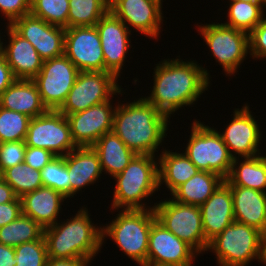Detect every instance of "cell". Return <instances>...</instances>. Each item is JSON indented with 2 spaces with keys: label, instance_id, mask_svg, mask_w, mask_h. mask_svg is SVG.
I'll use <instances>...</instances> for the list:
<instances>
[{
  "label": "cell",
  "instance_id": "1",
  "mask_svg": "<svg viewBox=\"0 0 266 266\" xmlns=\"http://www.w3.org/2000/svg\"><path fill=\"white\" fill-rule=\"evenodd\" d=\"M154 71L153 90L145 99L168 117L195 102L209 86V73L193 61L163 60Z\"/></svg>",
  "mask_w": 266,
  "mask_h": 266
},
{
  "label": "cell",
  "instance_id": "2",
  "mask_svg": "<svg viewBox=\"0 0 266 266\" xmlns=\"http://www.w3.org/2000/svg\"><path fill=\"white\" fill-rule=\"evenodd\" d=\"M168 116L145 97L115 107L112 131L138 155H154L168 129Z\"/></svg>",
  "mask_w": 266,
  "mask_h": 266
},
{
  "label": "cell",
  "instance_id": "3",
  "mask_svg": "<svg viewBox=\"0 0 266 266\" xmlns=\"http://www.w3.org/2000/svg\"><path fill=\"white\" fill-rule=\"evenodd\" d=\"M86 208L65 223L44 229L48 258H76L90 261L103 244L102 228L91 224Z\"/></svg>",
  "mask_w": 266,
  "mask_h": 266
},
{
  "label": "cell",
  "instance_id": "4",
  "mask_svg": "<svg viewBox=\"0 0 266 266\" xmlns=\"http://www.w3.org/2000/svg\"><path fill=\"white\" fill-rule=\"evenodd\" d=\"M154 157L137 154L121 173L114 176L117 184L112 209H147L141 200L160 188L158 163Z\"/></svg>",
  "mask_w": 266,
  "mask_h": 266
},
{
  "label": "cell",
  "instance_id": "5",
  "mask_svg": "<svg viewBox=\"0 0 266 266\" xmlns=\"http://www.w3.org/2000/svg\"><path fill=\"white\" fill-rule=\"evenodd\" d=\"M121 211L111 224L102 228V240L111 237L129 258L142 266L147 262L150 229L157 220L154 207Z\"/></svg>",
  "mask_w": 266,
  "mask_h": 266
},
{
  "label": "cell",
  "instance_id": "6",
  "mask_svg": "<svg viewBox=\"0 0 266 266\" xmlns=\"http://www.w3.org/2000/svg\"><path fill=\"white\" fill-rule=\"evenodd\" d=\"M187 144L185 154L200 171L227 178L234 158L217 130L195 121Z\"/></svg>",
  "mask_w": 266,
  "mask_h": 266
},
{
  "label": "cell",
  "instance_id": "7",
  "mask_svg": "<svg viewBox=\"0 0 266 266\" xmlns=\"http://www.w3.org/2000/svg\"><path fill=\"white\" fill-rule=\"evenodd\" d=\"M262 232L258 229L232 222L209 242L220 266H245L251 260L260 258Z\"/></svg>",
  "mask_w": 266,
  "mask_h": 266
},
{
  "label": "cell",
  "instance_id": "8",
  "mask_svg": "<svg viewBox=\"0 0 266 266\" xmlns=\"http://www.w3.org/2000/svg\"><path fill=\"white\" fill-rule=\"evenodd\" d=\"M156 219L167 230L190 245L198 254L207 251L199 206L184 204L173 199L154 204Z\"/></svg>",
  "mask_w": 266,
  "mask_h": 266
},
{
  "label": "cell",
  "instance_id": "9",
  "mask_svg": "<svg viewBox=\"0 0 266 266\" xmlns=\"http://www.w3.org/2000/svg\"><path fill=\"white\" fill-rule=\"evenodd\" d=\"M116 80L117 77L110 72L79 71L74 85L58 111L66 116L108 101L112 94H121Z\"/></svg>",
  "mask_w": 266,
  "mask_h": 266
},
{
  "label": "cell",
  "instance_id": "10",
  "mask_svg": "<svg viewBox=\"0 0 266 266\" xmlns=\"http://www.w3.org/2000/svg\"><path fill=\"white\" fill-rule=\"evenodd\" d=\"M25 144L48 150L55 156H65L77 148L68 120L58 110H47L44 114L31 118Z\"/></svg>",
  "mask_w": 266,
  "mask_h": 266
},
{
  "label": "cell",
  "instance_id": "11",
  "mask_svg": "<svg viewBox=\"0 0 266 266\" xmlns=\"http://www.w3.org/2000/svg\"><path fill=\"white\" fill-rule=\"evenodd\" d=\"M78 73V68L64 54L44 60L33 81L47 110H58L62 106Z\"/></svg>",
  "mask_w": 266,
  "mask_h": 266
},
{
  "label": "cell",
  "instance_id": "12",
  "mask_svg": "<svg viewBox=\"0 0 266 266\" xmlns=\"http://www.w3.org/2000/svg\"><path fill=\"white\" fill-rule=\"evenodd\" d=\"M226 74H234L249 50V34L224 24H207L199 30Z\"/></svg>",
  "mask_w": 266,
  "mask_h": 266
},
{
  "label": "cell",
  "instance_id": "13",
  "mask_svg": "<svg viewBox=\"0 0 266 266\" xmlns=\"http://www.w3.org/2000/svg\"><path fill=\"white\" fill-rule=\"evenodd\" d=\"M64 55L79 71H105V60L96 26L65 28Z\"/></svg>",
  "mask_w": 266,
  "mask_h": 266
},
{
  "label": "cell",
  "instance_id": "14",
  "mask_svg": "<svg viewBox=\"0 0 266 266\" xmlns=\"http://www.w3.org/2000/svg\"><path fill=\"white\" fill-rule=\"evenodd\" d=\"M112 108L108 100L66 115L72 139L77 147H92L100 137L112 131L115 111Z\"/></svg>",
  "mask_w": 266,
  "mask_h": 266
},
{
  "label": "cell",
  "instance_id": "15",
  "mask_svg": "<svg viewBox=\"0 0 266 266\" xmlns=\"http://www.w3.org/2000/svg\"><path fill=\"white\" fill-rule=\"evenodd\" d=\"M197 252L187 243L167 230L157 220L149 234L147 264L192 266Z\"/></svg>",
  "mask_w": 266,
  "mask_h": 266
},
{
  "label": "cell",
  "instance_id": "16",
  "mask_svg": "<svg viewBox=\"0 0 266 266\" xmlns=\"http://www.w3.org/2000/svg\"><path fill=\"white\" fill-rule=\"evenodd\" d=\"M10 26L34 46L43 60L64 54L65 28L51 25L31 13L16 19Z\"/></svg>",
  "mask_w": 266,
  "mask_h": 266
},
{
  "label": "cell",
  "instance_id": "17",
  "mask_svg": "<svg viewBox=\"0 0 266 266\" xmlns=\"http://www.w3.org/2000/svg\"><path fill=\"white\" fill-rule=\"evenodd\" d=\"M100 36L105 60V72L120 75L129 49V27L110 10L95 25Z\"/></svg>",
  "mask_w": 266,
  "mask_h": 266
},
{
  "label": "cell",
  "instance_id": "18",
  "mask_svg": "<svg viewBox=\"0 0 266 266\" xmlns=\"http://www.w3.org/2000/svg\"><path fill=\"white\" fill-rule=\"evenodd\" d=\"M162 0H109V10L125 25L149 37H157L162 23Z\"/></svg>",
  "mask_w": 266,
  "mask_h": 266
},
{
  "label": "cell",
  "instance_id": "19",
  "mask_svg": "<svg viewBox=\"0 0 266 266\" xmlns=\"http://www.w3.org/2000/svg\"><path fill=\"white\" fill-rule=\"evenodd\" d=\"M220 135L233 158L236 156H234L232 152L243 158L254 157L259 153L257 147L261 134L259 126L247 105L240 110L235 109L233 120L229 123L228 127H226L225 132Z\"/></svg>",
  "mask_w": 266,
  "mask_h": 266
},
{
  "label": "cell",
  "instance_id": "20",
  "mask_svg": "<svg viewBox=\"0 0 266 266\" xmlns=\"http://www.w3.org/2000/svg\"><path fill=\"white\" fill-rule=\"evenodd\" d=\"M7 28L10 41L5 47L0 42V53L5 57L16 79L33 80L40 72L44 60L28 40L10 25Z\"/></svg>",
  "mask_w": 266,
  "mask_h": 266
},
{
  "label": "cell",
  "instance_id": "21",
  "mask_svg": "<svg viewBox=\"0 0 266 266\" xmlns=\"http://www.w3.org/2000/svg\"><path fill=\"white\" fill-rule=\"evenodd\" d=\"M199 208L205 239L208 242L235 221L231 188L225 181Z\"/></svg>",
  "mask_w": 266,
  "mask_h": 266
},
{
  "label": "cell",
  "instance_id": "22",
  "mask_svg": "<svg viewBox=\"0 0 266 266\" xmlns=\"http://www.w3.org/2000/svg\"><path fill=\"white\" fill-rule=\"evenodd\" d=\"M230 188L234 220L263 233L266 229V193L242 186Z\"/></svg>",
  "mask_w": 266,
  "mask_h": 266
},
{
  "label": "cell",
  "instance_id": "23",
  "mask_svg": "<svg viewBox=\"0 0 266 266\" xmlns=\"http://www.w3.org/2000/svg\"><path fill=\"white\" fill-rule=\"evenodd\" d=\"M66 200L60 192L42 186L21 197L22 214L32 218L42 228H47L57 222L61 202Z\"/></svg>",
  "mask_w": 266,
  "mask_h": 266
},
{
  "label": "cell",
  "instance_id": "24",
  "mask_svg": "<svg viewBox=\"0 0 266 266\" xmlns=\"http://www.w3.org/2000/svg\"><path fill=\"white\" fill-rule=\"evenodd\" d=\"M71 196L94 183L102 173L98 153L92 147H77L65 155Z\"/></svg>",
  "mask_w": 266,
  "mask_h": 266
},
{
  "label": "cell",
  "instance_id": "25",
  "mask_svg": "<svg viewBox=\"0 0 266 266\" xmlns=\"http://www.w3.org/2000/svg\"><path fill=\"white\" fill-rule=\"evenodd\" d=\"M0 106L23 113L30 118L44 114L43 105L37 85L33 80L16 79L1 95Z\"/></svg>",
  "mask_w": 266,
  "mask_h": 266
},
{
  "label": "cell",
  "instance_id": "26",
  "mask_svg": "<svg viewBox=\"0 0 266 266\" xmlns=\"http://www.w3.org/2000/svg\"><path fill=\"white\" fill-rule=\"evenodd\" d=\"M92 148L98 153L102 172L113 177L121 173L137 155L113 132L105 133Z\"/></svg>",
  "mask_w": 266,
  "mask_h": 266
},
{
  "label": "cell",
  "instance_id": "27",
  "mask_svg": "<svg viewBox=\"0 0 266 266\" xmlns=\"http://www.w3.org/2000/svg\"><path fill=\"white\" fill-rule=\"evenodd\" d=\"M158 164L159 186L165 183L171 194L200 171L185 153L165 150Z\"/></svg>",
  "mask_w": 266,
  "mask_h": 266
},
{
  "label": "cell",
  "instance_id": "28",
  "mask_svg": "<svg viewBox=\"0 0 266 266\" xmlns=\"http://www.w3.org/2000/svg\"><path fill=\"white\" fill-rule=\"evenodd\" d=\"M223 181L216 173L199 171L172 193L173 200L201 206Z\"/></svg>",
  "mask_w": 266,
  "mask_h": 266
},
{
  "label": "cell",
  "instance_id": "29",
  "mask_svg": "<svg viewBox=\"0 0 266 266\" xmlns=\"http://www.w3.org/2000/svg\"><path fill=\"white\" fill-rule=\"evenodd\" d=\"M237 157L229 175L224 180L229 186H242L265 192L266 189V160L259 154L254 157H244V161L237 168Z\"/></svg>",
  "mask_w": 266,
  "mask_h": 266
},
{
  "label": "cell",
  "instance_id": "30",
  "mask_svg": "<svg viewBox=\"0 0 266 266\" xmlns=\"http://www.w3.org/2000/svg\"><path fill=\"white\" fill-rule=\"evenodd\" d=\"M43 234L44 228L32 218L21 214L15 221L0 228V243L16 247L26 242L39 240Z\"/></svg>",
  "mask_w": 266,
  "mask_h": 266
},
{
  "label": "cell",
  "instance_id": "31",
  "mask_svg": "<svg viewBox=\"0 0 266 266\" xmlns=\"http://www.w3.org/2000/svg\"><path fill=\"white\" fill-rule=\"evenodd\" d=\"M109 11V0H69L67 28L95 26Z\"/></svg>",
  "mask_w": 266,
  "mask_h": 266
},
{
  "label": "cell",
  "instance_id": "32",
  "mask_svg": "<svg viewBox=\"0 0 266 266\" xmlns=\"http://www.w3.org/2000/svg\"><path fill=\"white\" fill-rule=\"evenodd\" d=\"M263 7V3L231 0L228 12L229 22L222 24L249 34L265 18Z\"/></svg>",
  "mask_w": 266,
  "mask_h": 266
},
{
  "label": "cell",
  "instance_id": "33",
  "mask_svg": "<svg viewBox=\"0 0 266 266\" xmlns=\"http://www.w3.org/2000/svg\"><path fill=\"white\" fill-rule=\"evenodd\" d=\"M1 177L12 187L19 198L43 186L41 171L33 169L25 162L6 169Z\"/></svg>",
  "mask_w": 266,
  "mask_h": 266
},
{
  "label": "cell",
  "instance_id": "34",
  "mask_svg": "<svg viewBox=\"0 0 266 266\" xmlns=\"http://www.w3.org/2000/svg\"><path fill=\"white\" fill-rule=\"evenodd\" d=\"M30 120L23 113L0 106V143L25 140Z\"/></svg>",
  "mask_w": 266,
  "mask_h": 266
},
{
  "label": "cell",
  "instance_id": "35",
  "mask_svg": "<svg viewBox=\"0 0 266 266\" xmlns=\"http://www.w3.org/2000/svg\"><path fill=\"white\" fill-rule=\"evenodd\" d=\"M43 186L60 192L64 197H71V185L65 156H55L42 170Z\"/></svg>",
  "mask_w": 266,
  "mask_h": 266
},
{
  "label": "cell",
  "instance_id": "36",
  "mask_svg": "<svg viewBox=\"0 0 266 266\" xmlns=\"http://www.w3.org/2000/svg\"><path fill=\"white\" fill-rule=\"evenodd\" d=\"M30 13L51 25L67 28L69 0H31Z\"/></svg>",
  "mask_w": 266,
  "mask_h": 266
},
{
  "label": "cell",
  "instance_id": "37",
  "mask_svg": "<svg viewBox=\"0 0 266 266\" xmlns=\"http://www.w3.org/2000/svg\"><path fill=\"white\" fill-rule=\"evenodd\" d=\"M15 266H45L48 260L44 237L14 247Z\"/></svg>",
  "mask_w": 266,
  "mask_h": 266
},
{
  "label": "cell",
  "instance_id": "38",
  "mask_svg": "<svg viewBox=\"0 0 266 266\" xmlns=\"http://www.w3.org/2000/svg\"><path fill=\"white\" fill-rule=\"evenodd\" d=\"M25 140L0 143V172L24 162Z\"/></svg>",
  "mask_w": 266,
  "mask_h": 266
},
{
  "label": "cell",
  "instance_id": "39",
  "mask_svg": "<svg viewBox=\"0 0 266 266\" xmlns=\"http://www.w3.org/2000/svg\"><path fill=\"white\" fill-rule=\"evenodd\" d=\"M249 49L252 57L266 58L265 18L249 33Z\"/></svg>",
  "mask_w": 266,
  "mask_h": 266
},
{
  "label": "cell",
  "instance_id": "40",
  "mask_svg": "<svg viewBox=\"0 0 266 266\" xmlns=\"http://www.w3.org/2000/svg\"><path fill=\"white\" fill-rule=\"evenodd\" d=\"M0 11L11 25L16 19L30 14L31 0H0Z\"/></svg>",
  "mask_w": 266,
  "mask_h": 266
},
{
  "label": "cell",
  "instance_id": "41",
  "mask_svg": "<svg viewBox=\"0 0 266 266\" xmlns=\"http://www.w3.org/2000/svg\"><path fill=\"white\" fill-rule=\"evenodd\" d=\"M54 157L55 155L48 150L27 146L24 162L33 169L41 171Z\"/></svg>",
  "mask_w": 266,
  "mask_h": 266
},
{
  "label": "cell",
  "instance_id": "42",
  "mask_svg": "<svg viewBox=\"0 0 266 266\" xmlns=\"http://www.w3.org/2000/svg\"><path fill=\"white\" fill-rule=\"evenodd\" d=\"M22 214L21 198L16 197L13 201L0 204V228L15 221Z\"/></svg>",
  "mask_w": 266,
  "mask_h": 266
},
{
  "label": "cell",
  "instance_id": "43",
  "mask_svg": "<svg viewBox=\"0 0 266 266\" xmlns=\"http://www.w3.org/2000/svg\"><path fill=\"white\" fill-rule=\"evenodd\" d=\"M16 80L5 57L0 53V95Z\"/></svg>",
  "mask_w": 266,
  "mask_h": 266
},
{
  "label": "cell",
  "instance_id": "44",
  "mask_svg": "<svg viewBox=\"0 0 266 266\" xmlns=\"http://www.w3.org/2000/svg\"><path fill=\"white\" fill-rule=\"evenodd\" d=\"M89 262L76 258H48L45 266H88Z\"/></svg>",
  "mask_w": 266,
  "mask_h": 266
},
{
  "label": "cell",
  "instance_id": "45",
  "mask_svg": "<svg viewBox=\"0 0 266 266\" xmlns=\"http://www.w3.org/2000/svg\"><path fill=\"white\" fill-rule=\"evenodd\" d=\"M14 247L0 243V266H15Z\"/></svg>",
  "mask_w": 266,
  "mask_h": 266
},
{
  "label": "cell",
  "instance_id": "46",
  "mask_svg": "<svg viewBox=\"0 0 266 266\" xmlns=\"http://www.w3.org/2000/svg\"><path fill=\"white\" fill-rule=\"evenodd\" d=\"M17 196L15 195L12 187L0 177V204L13 201Z\"/></svg>",
  "mask_w": 266,
  "mask_h": 266
},
{
  "label": "cell",
  "instance_id": "47",
  "mask_svg": "<svg viewBox=\"0 0 266 266\" xmlns=\"http://www.w3.org/2000/svg\"><path fill=\"white\" fill-rule=\"evenodd\" d=\"M260 262H264L266 265V236L262 233L261 247H260Z\"/></svg>",
  "mask_w": 266,
  "mask_h": 266
},
{
  "label": "cell",
  "instance_id": "48",
  "mask_svg": "<svg viewBox=\"0 0 266 266\" xmlns=\"http://www.w3.org/2000/svg\"><path fill=\"white\" fill-rule=\"evenodd\" d=\"M243 2H249V3H263L262 0H238Z\"/></svg>",
  "mask_w": 266,
  "mask_h": 266
},
{
  "label": "cell",
  "instance_id": "49",
  "mask_svg": "<svg viewBox=\"0 0 266 266\" xmlns=\"http://www.w3.org/2000/svg\"><path fill=\"white\" fill-rule=\"evenodd\" d=\"M142 266H168V265H155V264H144V265H142Z\"/></svg>",
  "mask_w": 266,
  "mask_h": 266
},
{
  "label": "cell",
  "instance_id": "50",
  "mask_svg": "<svg viewBox=\"0 0 266 266\" xmlns=\"http://www.w3.org/2000/svg\"><path fill=\"white\" fill-rule=\"evenodd\" d=\"M263 5L266 7V0H262Z\"/></svg>",
  "mask_w": 266,
  "mask_h": 266
}]
</instances>
